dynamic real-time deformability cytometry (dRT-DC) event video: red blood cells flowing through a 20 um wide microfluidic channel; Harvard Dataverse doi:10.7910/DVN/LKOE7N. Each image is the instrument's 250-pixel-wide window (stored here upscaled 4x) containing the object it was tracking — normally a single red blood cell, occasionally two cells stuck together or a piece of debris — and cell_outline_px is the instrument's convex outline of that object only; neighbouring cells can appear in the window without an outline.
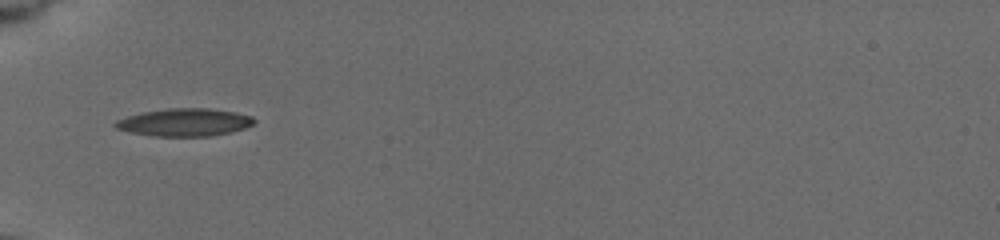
{"species": "common noctule bat (a hibernating species)", "species_latin": "Nyctalus noctula", "temperature_condition": "cold", "stored_images_in_passage": 14, "camera_frame_rate_fps": 3000, "um_per_image_px": 0.085, "animal": {"sex": "female", "body_mass_g": 19.5, "forearm_length_mm": 54.1}, "frame": {"image": 1, "passage_image": 1, "time_ms": 0.0, "image_size_px": [1000, 240], "cell_outline_px": [[256, 120], [252, 124], [244, 128], [232, 132], [208, 136], [156, 136], [132, 132], [116, 128], [112, 124], [116, 120], [140, 112], [168, 108], [208, 108], [236, 112], [252, 116]], "centroid_in_image_um": [15.69, 10.39], "position_along_channel_um": 69.3, "area_um2": 22.37}}
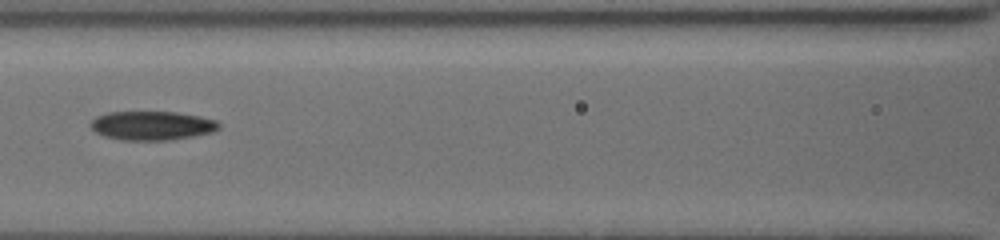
{"frame": {"image": 2, "passage_image": 8, "time_ms": 2.333, "image_size_px": [1000, 240], "cell_outline_px": [[220, 128], [212, 132], [192, 136], [168, 140], [124, 140], [104, 136], [96, 132], [88, 124], [96, 116], [108, 112], [176, 112], [200, 116], [216, 120], [220, 124]], "centroid_in_image_um": [12.91, 10.67], "position_along_channel_um": 153.7, "area_um2": 21.62}}
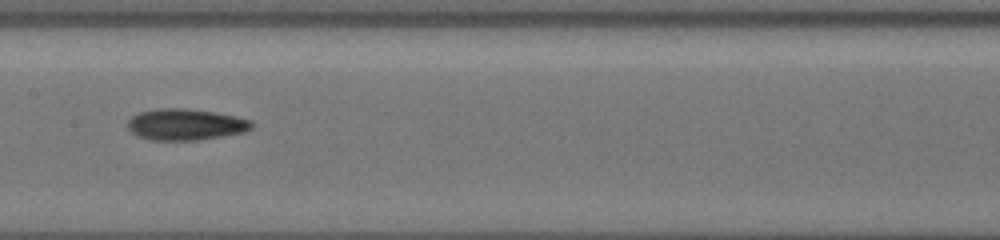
{"frame": {"image": 3, "passage_image": 13, "time_ms": 3.333, "image_size_px": [1000, 240], "cell_outline_px": [[252, 128], [244, 132], [196, 140], [152, 140], [140, 136], [132, 132], [128, 128], [128, 120], [132, 116], [140, 112], [156, 108], [188, 108], [216, 112], [236, 116], [252, 120]], "centroid_in_image_um": [15.78, 10.56], "position_along_channel_um": 191.6, "area_um2": 22.6}}